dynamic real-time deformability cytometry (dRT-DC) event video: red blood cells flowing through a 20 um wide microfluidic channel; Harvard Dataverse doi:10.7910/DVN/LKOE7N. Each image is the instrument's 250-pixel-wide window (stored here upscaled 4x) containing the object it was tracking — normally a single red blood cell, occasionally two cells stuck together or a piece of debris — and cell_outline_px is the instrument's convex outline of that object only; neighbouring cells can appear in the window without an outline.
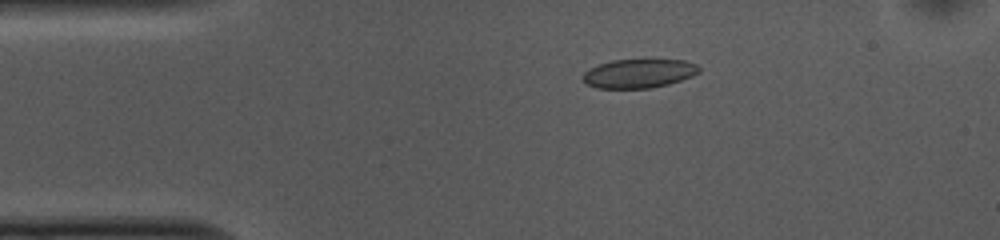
{"species": "common noctule bat (a hibernating species)", "species_latin": "Nyctalus noctula", "temperature_condition": "cold", "stored_images_in_passage": 52, "camera_frame_rate_fps": 3000, "um_per_image_px": 0.085, "animal": {"sex": "female", "body_mass_g": 10.0, "forearm_length_mm": 53.1}, "frame": {"image": 1, "passage_image": 9, "time_ms": 2.667, "image_size_px": [1000, 240], "cell_outline_px": [[700, 72], [692, 76], [668, 84], [652, 88], [596, 88], [588, 84], [580, 76], [588, 68], [612, 60], [644, 56], [652, 56], [684, 60], [696, 64], [700, 68]], "centroid_in_image_um": [54.33, 6.17], "position_along_channel_um": 30.7, "area_um2": 20.69}}
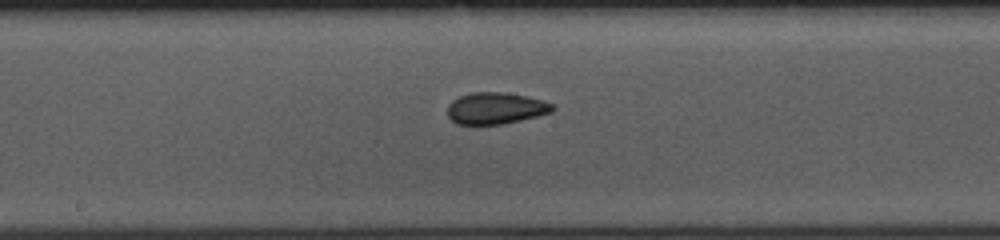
{"frame": {"image": 2, "passage_image": 26, "time_ms": 8.333, "image_size_px": [1000, 240], "cell_outline_px": [[556, 108], [552, 112], [504, 124], [456, 124], [448, 116], [448, 104], [452, 100], [460, 96], [472, 92], [504, 92], [528, 96], [552, 104]], "centroid_in_image_um": [42.12, 9.19], "position_along_channel_um": 206.1, "area_um2": 19.31}}
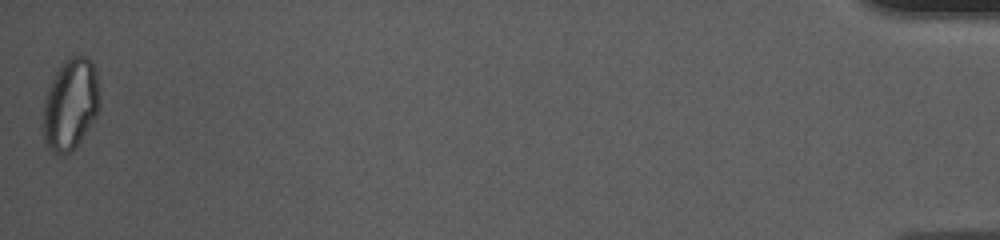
{"frame": {"image": 3, "passage_image": 52, "time_ms": 17.0, "image_size_px": [1000, 240], "cell_outline_px": [[100, 108], [96, 116], [76, 148], [60, 156], [52, 152], [48, 148], [44, 140], [44, 100], [48, 88], [60, 64], [68, 56], [88, 56], [96, 68], [100, 100]], "centroid_in_image_um": [6.01, 8.85], "position_along_channel_um": 429.2, "area_um2": 30.4}, "authors_computed_cell_mechanics": {"area_um2": 20.1433, "velocity_mm_per_s": 3.7279, "shape_relaxation_time_tau1_ms": 8.179, "shape_relaxation_time_tau2_ms": 2.2047, "deformation_change_tau1": 0.145, "deformation_change_tau2": 0.0705}}